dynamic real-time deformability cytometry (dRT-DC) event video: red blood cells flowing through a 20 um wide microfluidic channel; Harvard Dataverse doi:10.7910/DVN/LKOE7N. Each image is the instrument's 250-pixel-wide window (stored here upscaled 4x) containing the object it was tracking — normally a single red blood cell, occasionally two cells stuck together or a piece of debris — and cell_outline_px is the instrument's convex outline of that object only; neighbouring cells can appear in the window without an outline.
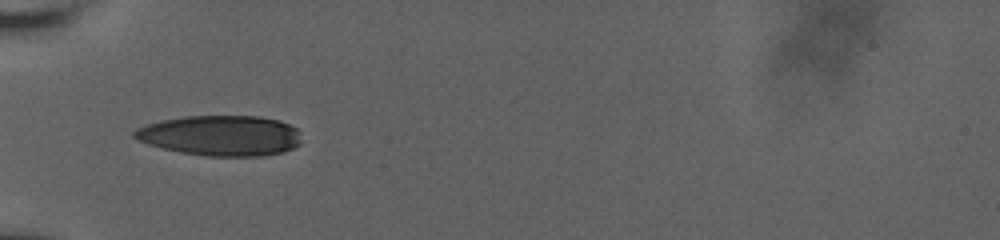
{"species": "human", "species_latin": "Homo sapiens", "temperature_condition": "room temperature", "stored_images_in_passage": 36, "camera_frame_rate_fps": 3000, "um_per_image_px": 0.085, "donor": {"sex": "male"}, "frame": {"image": 1, "passage_image": 1, "time_ms": 0.0, "image_size_px": [1000, 240], "cell_outline_px": [[300, 144], [292, 148], [280, 152], [264, 156], [208, 156], [180, 152], [148, 144], [136, 140], [132, 136], [132, 132], [136, 128], [160, 120], [184, 116], [260, 116], [280, 120], [296, 128], [300, 132]], "centroid_in_image_um": [18.74, 11.51], "position_along_channel_um": 66.3, "area_um2": 39.48}}
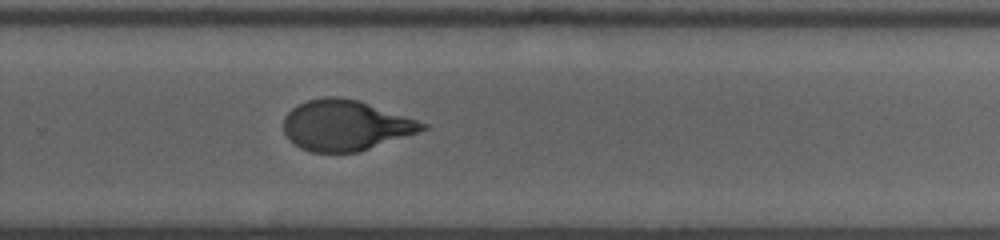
{"frame": {"image": 2, "passage_image": 19, "time_ms": 6.333, "image_size_px": [1000, 240], "cell_outline_px": [[428, 128], [360, 152], [312, 152], [300, 148], [292, 144], [288, 140], [284, 132], [284, 116], [292, 108], [308, 100], [324, 96], [336, 96], [356, 100], [428, 124]], "centroid_in_image_um": [29.3, 10.67], "position_along_channel_um": 300.5, "area_um2": 40.4}}
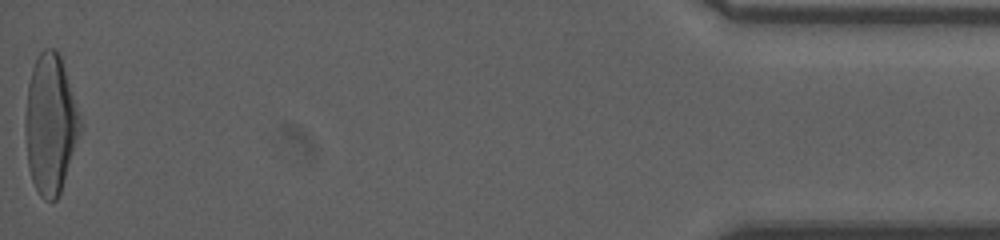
{"frame": {"image": 3, "passage_image": 36, "time_ms": 12.0, "image_size_px": [1000, 240], "cell_outline_px": [[80, 132], [60, 192], [56, 200], [44, 200], [40, 196], [32, 180], [28, 168], [24, 132], [24, 120], [28, 84], [32, 68], [40, 52], [44, 48], [56, 48], [60, 56], [80, 116]], "centroid_in_image_um": [4.25, 10.55], "position_along_channel_um": 431.0, "area_um2": 44.22}, "authors_computed_cell_mechanics": {"area_um2": 41.2114, "velocity_mm_per_s": 3.8001, "shape_relaxation_time_tau1_ms": 4.7474, "shape_relaxation_time_tau2_ms": 0.9727, "deformation_change_tau1": 0.207, "deformation_change_tau2": 0.0696}}